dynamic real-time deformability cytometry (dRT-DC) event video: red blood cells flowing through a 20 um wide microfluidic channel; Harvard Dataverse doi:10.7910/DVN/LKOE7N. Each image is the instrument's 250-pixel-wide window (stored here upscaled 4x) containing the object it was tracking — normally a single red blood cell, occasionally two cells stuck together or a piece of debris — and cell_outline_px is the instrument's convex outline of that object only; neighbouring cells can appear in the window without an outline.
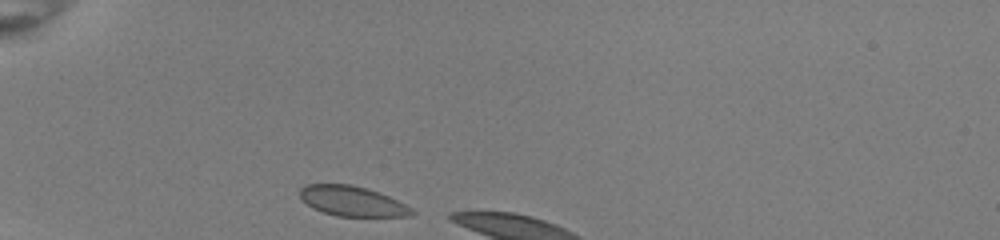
{"species": "common noctule bat (a hibernating species)", "species_latin": "Nyctalus noctula", "temperature_condition": "room temperature", "stored_images_in_passage": 4, "camera_frame_rate_fps": 3000, "um_per_image_px": 0.085, "animal": {"sex": "female", "body_mass_g": 22.0, "forearm_length_mm": 56.7}, "frame": {"image": 1, "passage_image": 1, "time_ms": 0.0, "image_size_px": [1000, 240], "cell_outline_px": [[416, 212], [412, 216], [336, 216], [324, 212], [308, 204], [300, 196], [300, 188], [308, 184], [348, 184], [364, 188], [388, 196], [412, 208]], "centroid_in_image_um": [29.96, 17.1], "position_along_channel_um": 55.0, "area_um2": 19.13}}